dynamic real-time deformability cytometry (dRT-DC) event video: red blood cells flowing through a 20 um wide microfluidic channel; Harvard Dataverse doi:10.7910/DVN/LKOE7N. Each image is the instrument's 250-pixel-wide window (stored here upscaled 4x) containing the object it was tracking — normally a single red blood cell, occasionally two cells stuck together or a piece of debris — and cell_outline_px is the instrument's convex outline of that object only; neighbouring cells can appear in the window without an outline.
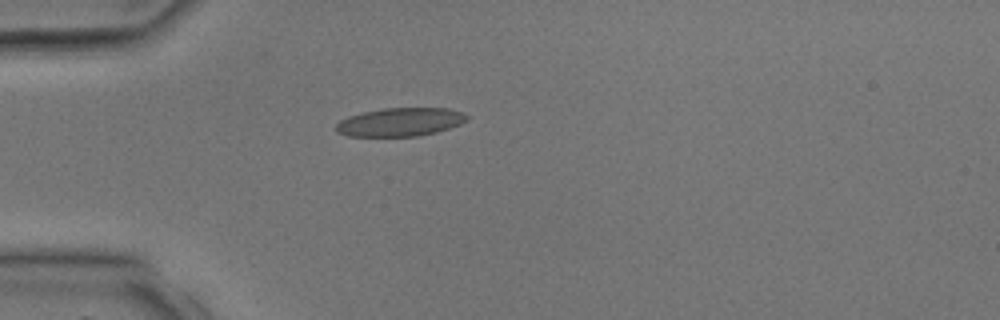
{"species": "common noctule bat (a hibernating species)", "species_latin": "Nyctalus noctula", "temperature_condition": "room temperature", "stored_images_in_passage": 3, "camera_frame_rate_fps": 3000, "um_per_image_px": 0.085, "animal": {"sex": "male", "body_mass_g": 17.9, "forearm_length_mm": 54.2}, "frame": {"image": 1, "passage_image": 3, "time_ms": 3.333, "image_size_px": [1000, 320], "cell_outline_px": [[468, 120], [460, 124], [436, 132], [416, 136], [348, 136], [336, 132], [336, 124], [340, 120], [348, 116], [364, 112], [384, 108], [448, 108], [464, 112], [468, 116]], "centroid_in_image_um": [34.02, 10.37], "position_along_channel_um": 51.0, "area_um2": 21.68}}